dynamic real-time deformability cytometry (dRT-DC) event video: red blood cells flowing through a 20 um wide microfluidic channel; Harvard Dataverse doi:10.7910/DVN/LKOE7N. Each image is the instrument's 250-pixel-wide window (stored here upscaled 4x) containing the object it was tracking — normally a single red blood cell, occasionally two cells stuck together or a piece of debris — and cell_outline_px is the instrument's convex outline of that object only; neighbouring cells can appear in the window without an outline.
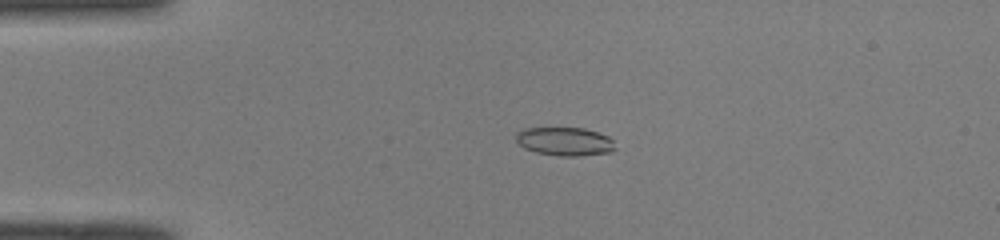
{"species": "common noctule bat (a hibernating species)", "species_latin": "Nyctalus noctula", "temperature_condition": "room temperature", "stored_images_in_passage": 41, "camera_frame_rate_fps": 3000, "um_per_image_px": 0.085, "animal": {"sex": "male", "body_mass_g": 19.0, "forearm_length_mm": 50.8}, "frame": {"image": 1, "passage_image": 3, "time_ms": 0.667, "image_size_px": [1000, 240], "cell_outline_px": [[616, 148], [608, 152], [580, 156], [560, 156], [536, 152], [524, 148], [516, 140], [516, 132], [524, 128], [584, 128], [608, 136], [612, 140]], "centroid_in_image_um": [47.99, 12.02], "position_along_channel_um": 37.0, "area_um2": 16.36}}
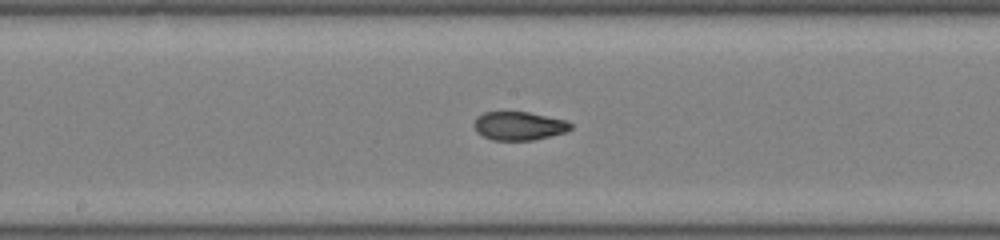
{"frame": {"image": 2, "passage_image": 18, "time_ms": 5.667, "image_size_px": [1000, 240], "cell_outline_px": [[572, 128], [564, 132], [532, 140], [492, 140], [476, 132], [472, 124], [476, 116], [484, 112], [528, 112], [568, 120], [572, 124]], "centroid_in_image_um": [44.08, 10.69], "position_along_channel_um": 204.1, "area_um2": 16.13}}
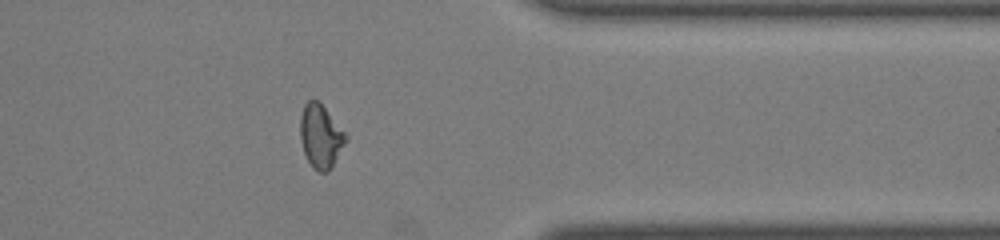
{"frame": {"image": 3, "passage_image": 32, "time_ms": 10.333, "image_size_px": [1000, 240], "cell_outline_px": [[348, 140], [328, 172], [320, 172], [312, 168], [304, 152], [300, 140], [300, 116], [304, 104], [308, 100], [316, 100], [324, 108], [348, 136]], "centroid_in_image_um": [27.25, 11.6], "position_along_channel_um": 384.2, "area_um2": 16.7}, "authors_computed_cell_mechanics": {"area_um2": 16.5886, "velocity_mm_per_s": 4.0894, "shape_relaxation_time_tau1_ms": null, "shape_relaxation_time_tau2_ms": 1.1537, "deformation_change_tau1": null, "deformation_change_tau2": 0.0631}}